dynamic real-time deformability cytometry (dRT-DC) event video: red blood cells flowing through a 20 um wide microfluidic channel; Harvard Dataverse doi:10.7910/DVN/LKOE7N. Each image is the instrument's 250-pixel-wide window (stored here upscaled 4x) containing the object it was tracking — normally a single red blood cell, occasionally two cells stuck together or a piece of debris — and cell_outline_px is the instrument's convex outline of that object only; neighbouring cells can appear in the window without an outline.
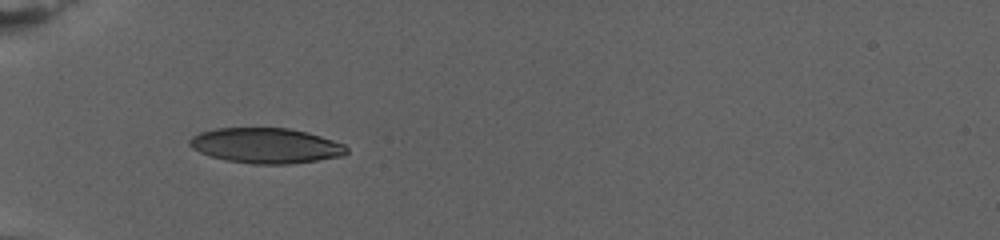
{"species": "human", "species_latin": "Homo sapiens", "temperature_condition": "warm", "stored_images_in_passage": 51, "camera_frame_rate_fps": 3000, "um_per_image_px": 0.085, "donor": {"sex": "female"}, "frame": {"image": 1, "passage_image": 1, "time_ms": 0.0, "image_size_px": [1000, 240], "cell_outline_px": [[348, 152], [344, 156], [292, 164], [252, 164], [224, 160], [200, 152], [192, 148], [188, 144], [188, 140], [192, 136], [200, 132], [216, 128], [288, 128], [308, 132], [344, 144], [348, 148]], "centroid_in_image_um": [22.61, 12.38], "position_along_channel_um": 62.4, "area_um2": 32.43}}
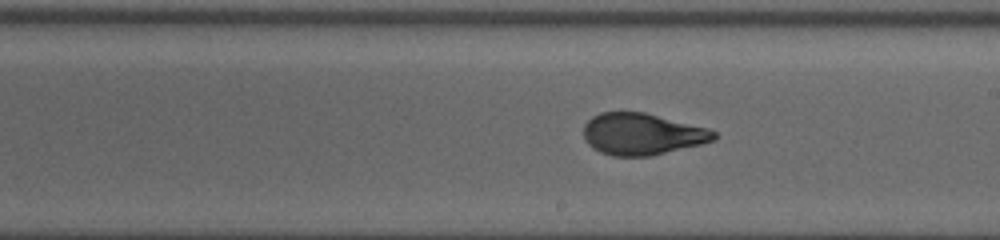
{"frame": {"image": 2, "passage_image": 21, "time_ms": 6.667, "image_size_px": [1000, 240], "cell_outline_px": [[716, 140], [700, 144], [648, 156], [612, 156], [600, 152], [592, 148], [584, 140], [584, 124], [592, 116], [600, 112], [644, 112], [708, 128], [716, 132]], "centroid_in_image_um": [54.54, 11.39], "position_along_channel_um": 234.5, "area_um2": 31.56}}
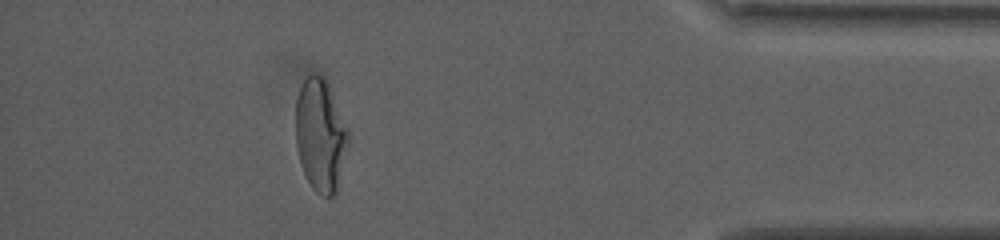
{"frame": {"image": 3, "passage_image": 44, "time_ms": 14.333, "image_size_px": [1000, 240], "cell_outline_px": [[348, 144], [336, 192], [332, 196], [324, 196], [316, 192], [312, 188], [304, 172], [300, 160], [296, 144], [296, 100], [300, 88], [304, 80], [308, 76], [324, 76], [328, 84], [348, 128]], "centroid_in_image_um": [27.24, 11.5], "position_along_channel_um": 408.0, "area_um2": 33.99}, "authors_computed_cell_mechanics": {"area_um2": 32.4258, "velocity_mm_per_s": 2.7374, "shape_relaxation_time_tau1_ms": 9.4377, "shape_relaxation_time_tau2_ms": null, "deformation_change_tau1": 0.2659, "deformation_change_tau2": null}}